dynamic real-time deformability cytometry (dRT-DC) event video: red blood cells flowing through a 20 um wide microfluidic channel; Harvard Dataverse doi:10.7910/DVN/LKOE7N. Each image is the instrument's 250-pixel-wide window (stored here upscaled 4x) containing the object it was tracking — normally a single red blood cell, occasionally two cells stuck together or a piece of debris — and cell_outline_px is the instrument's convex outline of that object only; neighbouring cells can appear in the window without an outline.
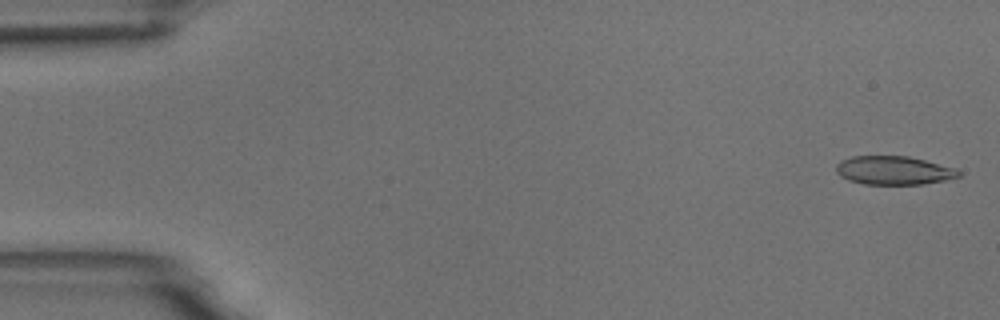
{"species": "common noctule bat (a hibernating species)", "species_latin": "Nyctalus noctula", "temperature_condition": "room temperature", "stored_images_in_passage": 5, "camera_frame_rate_fps": 3000, "um_per_image_px": 0.085, "animal": {"sex": "male", "body_mass_g": 18.8}, "frame": {"image": 1, "passage_image": 1, "time_ms": 0.0, "image_size_px": [1000, 320], "cell_outline_px": [[960, 176], [944, 180], [924, 184], [864, 184], [848, 180], [840, 176], [836, 172], [836, 164], [840, 160], [852, 156], [908, 156], [956, 168], [960, 172]], "centroid_in_image_um": [75.94, 14.48], "position_along_channel_um": 9.1, "area_um2": 20.4}}
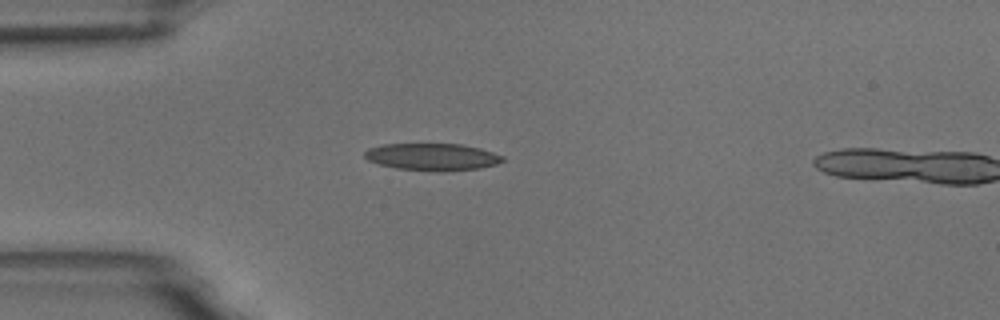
{"frame": {"image": 2, "passage_image": 4, "time_ms": 4.333, "image_size_px": [1000, 320], "cell_outline_px": [[504, 160], [496, 164], [480, 168], [444, 172], [440, 172], [396, 168], [380, 164], [368, 160], [364, 156], [364, 152], [368, 148], [384, 144], [460, 144], [480, 148], [504, 156]], "centroid_in_image_um": [36.75, 13.34], "position_along_channel_um": 48.2, "area_um2": 21.85}}